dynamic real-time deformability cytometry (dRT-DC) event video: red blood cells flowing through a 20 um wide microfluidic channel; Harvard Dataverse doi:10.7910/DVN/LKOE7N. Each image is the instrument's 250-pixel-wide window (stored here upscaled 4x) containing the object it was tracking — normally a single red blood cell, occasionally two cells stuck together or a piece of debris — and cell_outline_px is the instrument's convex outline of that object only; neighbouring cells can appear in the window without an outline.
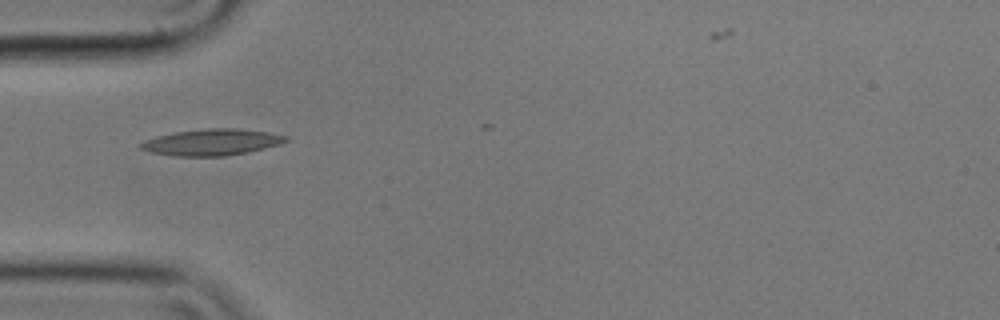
{"species": "common noctule bat (a hibernating species)", "species_latin": "Nyctalus noctula", "temperature_condition": "cold", "stored_images_in_passage": 3, "camera_frame_rate_fps": 3000, "um_per_image_px": 0.085, "animal": {"sex": "male", "body_mass_g": 17.9}, "frame": {"image": 1, "passage_image": 1, "time_ms": 0.0, "image_size_px": [1000, 320], "cell_outline_px": [[288, 140], [280, 144], [248, 152], [224, 156], [176, 156], [148, 152], [140, 148], [140, 144], [144, 140], [156, 136], [176, 132], [204, 128], [236, 128], [268, 132], [288, 136]], "centroid_in_image_um": [17.99, 12.08], "position_along_channel_um": 67.0, "area_um2": 22.31}}